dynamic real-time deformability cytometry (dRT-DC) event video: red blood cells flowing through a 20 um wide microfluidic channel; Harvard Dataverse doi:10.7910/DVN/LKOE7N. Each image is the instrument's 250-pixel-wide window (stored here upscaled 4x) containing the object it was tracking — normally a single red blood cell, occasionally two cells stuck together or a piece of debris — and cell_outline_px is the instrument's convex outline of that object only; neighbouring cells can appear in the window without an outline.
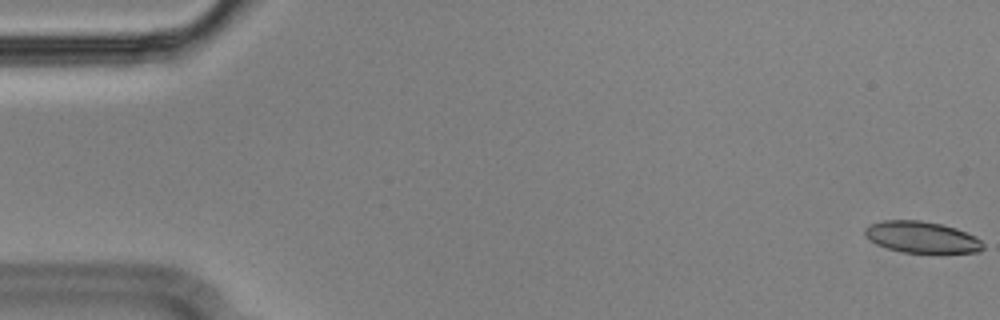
{"species": "Egyptian fruit bat (a non-hibernating species)", "species_latin": "Rousettus aegyptiacus", "temperature_condition": "cold", "stored_images_in_passage": 56, "camera_frame_rate_fps": 3000, "um_per_image_px": 0.085, "animal": {"sex": "male"}, "frame": {"image": 1, "passage_image": 1, "time_ms": 0.0, "image_size_px": [1000, 320], "cell_outline_px": [[984, 248], [980, 252], [900, 252], [876, 244], [864, 236], [864, 228], [872, 224], [884, 220], [920, 220], [940, 224], [956, 228], [976, 236], [984, 244]], "centroid_in_image_um": [78.34, 20.15], "position_along_channel_um": 6.7, "area_um2": 21.56}}
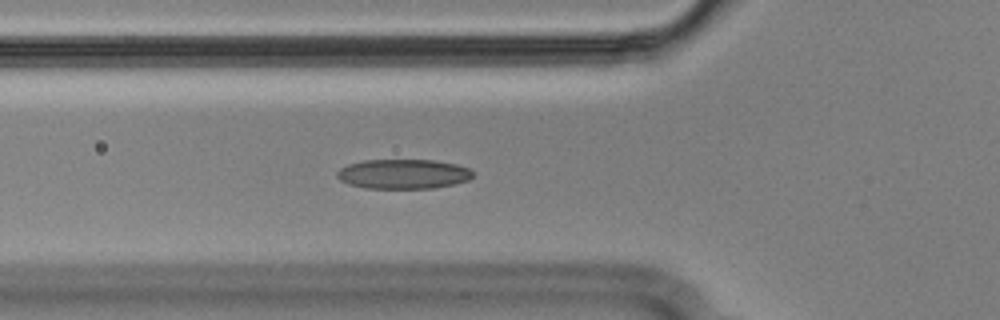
{"frame": {"image": 2, "passage_image": 20, "time_ms": 6.333, "image_size_px": [1000, 320], "cell_outline_px": [[472, 176], [468, 180], [452, 184], [432, 188], [364, 188], [348, 184], [340, 180], [336, 176], [336, 172], [340, 168], [348, 164], [364, 160], [432, 160], [456, 164], [468, 168], [472, 172]], "centroid_in_image_um": [34.22, 14.79], "position_along_channel_um": 91.6, "area_um2": 23.35}}
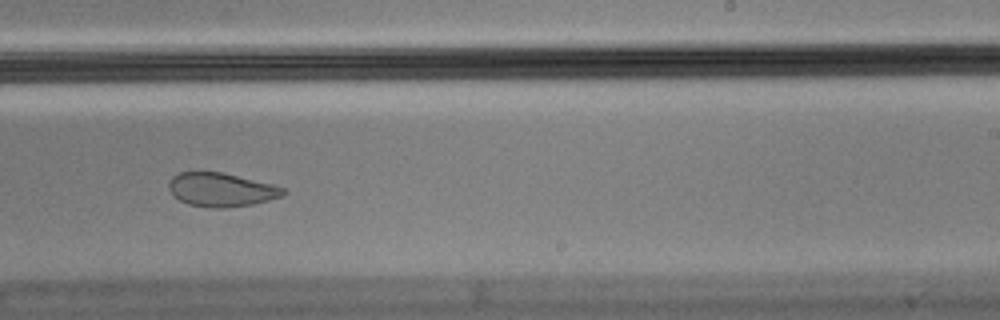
{"frame": {"image": 3, "passage_image": 35, "time_ms": 11.333, "image_size_px": [1000, 320], "cell_outline_px": [[288, 192], [284, 196], [252, 204], [224, 208], [208, 208], [188, 204], [172, 196], [168, 188], [168, 184], [172, 176], [180, 172], [224, 172], [276, 184], [284, 188]], "centroid_in_image_um": [18.83, 16.12], "position_along_channel_um": 270.2, "area_um2": 22.95}, "authors_computed_cell_mechanics": {"area_um2": 23.6691, "velocity_mm_per_s": 3.5633, "shape_relaxation_time_tau1_ms": null, "shape_relaxation_time_tau2_ms": 1.9791, "deformation_change_tau1": null, "deformation_change_tau2": 0.0725}}